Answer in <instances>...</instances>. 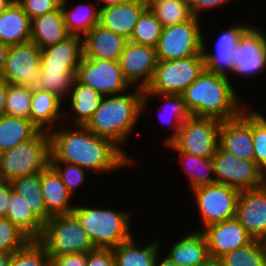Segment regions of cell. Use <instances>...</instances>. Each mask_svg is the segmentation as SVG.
<instances>
[{"label":"cell","mask_w":266,"mask_h":266,"mask_svg":"<svg viewBox=\"0 0 266 266\" xmlns=\"http://www.w3.org/2000/svg\"><path fill=\"white\" fill-rule=\"evenodd\" d=\"M50 134L40 131L30 140L0 153V179L15 178L43 171L50 164Z\"/></svg>","instance_id":"obj_5"},{"label":"cell","mask_w":266,"mask_h":266,"mask_svg":"<svg viewBox=\"0 0 266 266\" xmlns=\"http://www.w3.org/2000/svg\"><path fill=\"white\" fill-rule=\"evenodd\" d=\"M204 69L202 52L171 61L158 60L153 79L144 93L181 95Z\"/></svg>","instance_id":"obj_8"},{"label":"cell","mask_w":266,"mask_h":266,"mask_svg":"<svg viewBox=\"0 0 266 266\" xmlns=\"http://www.w3.org/2000/svg\"><path fill=\"white\" fill-rule=\"evenodd\" d=\"M38 241L50 258L61 254L88 253L95 250L87 231L72 214L51 216Z\"/></svg>","instance_id":"obj_6"},{"label":"cell","mask_w":266,"mask_h":266,"mask_svg":"<svg viewBox=\"0 0 266 266\" xmlns=\"http://www.w3.org/2000/svg\"><path fill=\"white\" fill-rule=\"evenodd\" d=\"M30 241L31 239L8 218H0V252L13 253Z\"/></svg>","instance_id":"obj_43"},{"label":"cell","mask_w":266,"mask_h":266,"mask_svg":"<svg viewBox=\"0 0 266 266\" xmlns=\"http://www.w3.org/2000/svg\"><path fill=\"white\" fill-rule=\"evenodd\" d=\"M83 58V38L70 35L63 41L41 49V68L77 70Z\"/></svg>","instance_id":"obj_26"},{"label":"cell","mask_w":266,"mask_h":266,"mask_svg":"<svg viewBox=\"0 0 266 266\" xmlns=\"http://www.w3.org/2000/svg\"><path fill=\"white\" fill-rule=\"evenodd\" d=\"M163 26L155 15L146 9L136 23L129 39L134 43L157 47Z\"/></svg>","instance_id":"obj_39"},{"label":"cell","mask_w":266,"mask_h":266,"mask_svg":"<svg viewBox=\"0 0 266 266\" xmlns=\"http://www.w3.org/2000/svg\"><path fill=\"white\" fill-rule=\"evenodd\" d=\"M9 47V45L0 42V74L4 69Z\"/></svg>","instance_id":"obj_52"},{"label":"cell","mask_w":266,"mask_h":266,"mask_svg":"<svg viewBox=\"0 0 266 266\" xmlns=\"http://www.w3.org/2000/svg\"><path fill=\"white\" fill-rule=\"evenodd\" d=\"M6 218L31 240H38L41 237L44 224L32 213L24 198L13 189Z\"/></svg>","instance_id":"obj_34"},{"label":"cell","mask_w":266,"mask_h":266,"mask_svg":"<svg viewBox=\"0 0 266 266\" xmlns=\"http://www.w3.org/2000/svg\"><path fill=\"white\" fill-rule=\"evenodd\" d=\"M161 250L173 262L179 266H199L209 258L208 246L205 235L201 230H189L183 236L171 242V247L163 249L164 244L159 237ZM168 250V251H167ZM165 251V252H164Z\"/></svg>","instance_id":"obj_21"},{"label":"cell","mask_w":266,"mask_h":266,"mask_svg":"<svg viewBox=\"0 0 266 266\" xmlns=\"http://www.w3.org/2000/svg\"><path fill=\"white\" fill-rule=\"evenodd\" d=\"M218 145L238 159L255 161L250 103L237 117L221 122Z\"/></svg>","instance_id":"obj_17"},{"label":"cell","mask_w":266,"mask_h":266,"mask_svg":"<svg viewBox=\"0 0 266 266\" xmlns=\"http://www.w3.org/2000/svg\"><path fill=\"white\" fill-rule=\"evenodd\" d=\"M143 96L144 90L134 87L122 94L104 95L85 125L94 134L111 139L135 163L134 155L129 154L123 146L128 145L129 137L136 130V125L140 124Z\"/></svg>","instance_id":"obj_3"},{"label":"cell","mask_w":266,"mask_h":266,"mask_svg":"<svg viewBox=\"0 0 266 266\" xmlns=\"http://www.w3.org/2000/svg\"><path fill=\"white\" fill-rule=\"evenodd\" d=\"M266 30L252 24L241 36L233 54V74L229 77L252 80L266 73ZM240 77V78H239ZM246 78V79H245Z\"/></svg>","instance_id":"obj_12"},{"label":"cell","mask_w":266,"mask_h":266,"mask_svg":"<svg viewBox=\"0 0 266 266\" xmlns=\"http://www.w3.org/2000/svg\"><path fill=\"white\" fill-rule=\"evenodd\" d=\"M199 266H223L220 258L209 257Z\"/></svg>","instance_id":"obj_54"},{"label":"cell","mask_w":266,"mask_h":266,"mask_svg":"<svg viewBox=\"0 0 266 266\" xmlns=\"http://www.w3.org/2000/svg\"><path fill=\"white\" fill-rule=\"evenodd\" d=\"M63 103L55 93L33 88L30 120L40 131L50 132L63 123Z\"/></svg>","instance_id":"obj_27"},{"label":"cell","mask_w":266,"mask_h":266,"mask_svg":"<svg viewBox=\"0 0 266 266\" xmlns=\"http://www.w3.org/2000/svg\"><path fill=\"white\" fill-rule=\"evenodd\" d=\"M252 137L255 162L266 174V116L252 108Z\"/></svg>","instance_id":"obj_42"},{"label":"cell","mask_w":266,"mask_h":266,"mask_svg":"<svg viewBox=\"0 0 266 266\" xmlns=\"http://www.w3.org/2000/svg\"><path fill=\"white\" fill-rule=\"evenodd\" d=\"M32 95L31 86L8 84L5 115L30 119Z\"/></svg>","instance_id":"obj_40"},{"label":"cell","mask_w":266,"mask_h":266,"mask_svg":"<svg viewBox=\"0 0 266 266\" xmlns=\"http://www.w3.org/2000/svg\"><path fill=\"white\" fill-rule=\"evenodd\" d=\"M101 98L102 95L96 90L75 79L69 96L63 101V123L85 126L98 108Z\"/></svg>","instance_id":"obj_20"},{"label":"cell","mask_w":266,"mask_h":266,"mask_svg":"<svg viewBox=\"0 0 266 266\" xmlns=\"http://www.w3.org/2000/svg\"><path fill=\"white\" fill-rule=\"evenodd\" d=\"M13 190L27 202L32 213L45 224L51 217L46 212L41 191V171L27 174L11 181Z\"/></svg>","instance_id":"obj_33"},{"label":"cell","mask_w":266,"mask_h":266,"mask_svg":"<svg viewBox=\"0 0 266 266\" xmlns=\"http://www.w3.org/2000/svg\"><path fill=\"white\" fill-rule=\"evenodd\" d=\"M50 165L57 171L60 175L62 182L66 186V189L71 193V195L76 197L79 187H83L88 180V170L79 167L75 164L64 163V162H50Z\"/></svg>","instance_id":"obj_44"},{"label":"cell","mask_w":266,"mask_h":266,"mask_svg":"<svg viewBox=\"0 0 266 266\" xmlns=\"http://www.w3.org/2000/svg\"><path fill=\"white\" fill-rule=\"evenodd\" d=\"M235 218L253 239L266 241V183L240 192Z\"/></svg>","instance_id":"obj_18"},{"label":"cell","mask_w":266,"mask_h":266,"mask_svg":"<svg viewBox=\"0 0 266 266\" xmlns=\"http://www.w3.org/2000/svg\"><path fill=\"white\" fill-rule=\"evenodd\" d=\"M70 2L73 4L74 0H67L60 4L64 23L70 35L83 38L94 26L99 24V5L96 0L87 2L83 0L74 3L73 6Z\"/></svg>","instance_id":"obj_29"},{"label":"cell","mask_w":266,"mask_h":266,"mask_svg":"<svg viewBox=\"0 0 266 266\" xmlns=\"http://www.w3.org/2000/svg\"><path fill=\"white\" fill-rule=\"evenodd\" d=\"M141 244L134 235L112 248L115 266H156V259L161 245L159 237Z\"/></svg>","instance_id":"obj_28"},{"label":"cell","mask_w":266,"mask_h":266,"mask_svg":"<svg viewBox=\"0 0 266 266\" xmlns=\"http://www.w3.org/2000/svg\"><path fill=\"white\" fill-rule=\"evenodd\" d=\"M75 79L102 96L122 94L132 88L123 76L119 61L83 57L77 67Z\"/></svg>","instance_id":"obj_13"},{"label":"cell","mask_w":266,"mask_h":266,"mask_svg":"<svg viewBox=\"0 0 266 266\" xmlns=\"http://www.w3.org/2000/svg\"><path fill=\"white\" fill-rule=\"evenodd\" d=\"M12 189L10 181L0 179V218L7 216Z\"/></svg>","instance_id":"obj_49"},{"label":"cell","mask_w":266,"mask_h":266,"mask_svg":"<svg viewBox=\"0 0 266 266\" xmlns=\"http://www.w3.org/2000/svg\"><path fill=\"white\" fill-rule=\"evenodd\" d=\"M240 190L219 183L201 186L191 190L194 196L195 212L199 213L198 220L202 226L195 228L202 230L210 224L235 218L237 201Z\"/></svg>","instance_id":"obj_9"},{"label":"cell","mask_w":266,"mask_h":266,"mask_svg":"<svg viewBox=\"0 0 266 266\" xmlns=\"http://www.w3.org/2000/svg\"><path fill=\"white\" fill-rule=\"evenodd\" d=\"M41 191L46 212L50 216L70 214L75 208L77 201H74L75 198L50 164L41 171Z\"/></svg>","instance_id":"obj_25"},{"label":"cell","mask_w":266,"mask_h":266,"mask_svg":"<svg viewBox=\"0 0 266 266\" xmlns=\"http://www.w3.org/2000/svg\"><path fill=\"white\" fill-rule=\"evenodd\" d=\"M149 9L153 4H158L167 0H143Z\"/></svg>","instance_id":"obj_57"},{"label":"cell","mask_w":266,"mask_h":266,"mask_svg":"<svg viewBox=\"0 0 266 266\" xmlns=\"http://www.w3.org/2000/svg\"><path fill=\"white\" fill-rule=\"evenodd\" d=\"M153 99L161 100L159 104L160 106L157 110L159 112L157 116L160 117L158 118L160 119L159 124H168L169 126L166 125L167 128L169 127V129L172 131V133L166 136L162 141V145L164 144L163 146H165L169 144L178 135L179 129L181 128L183 122L188 119L191 114L187 111L185 107L182 95L144 93L142 99V115L146 113V110L149 111V104H152Z\"/></svg>","instance_id":"obj_22"},{"label":"cell","mask_w":266,"mask_h":266,"mask_svg":"<svg viewBox=\"0 0 266 266\" xmlns=\"http://www.w3.org/2000/svg\"><path fill=\"white\" fill-rule=\"evenodd\" d=\"M127 42L125 37L98 24L83 37V57L119 61Z\"/></svg>","instance_id":"obj_24"},{"label":"cell","mask_w":266,"mask_h":266,"mask_svg":"<svg viewBox=\"0 0 266 266\" xmlns=\"http://www.w3.org/2000/svg\"><path fill=\"white\" fill-rule=\"evenodd\" d=\"M232 1L234 2L235 0H187L194 17H201V19L203 17L202 14L206 13L205 11L209 10L211 13L214 9H222V7H226Z\"/></svg>","instance_id":"obj_46"},{"label":"cell","mask_w":266,"mask_h":266,"mask_svg":"<svg viewBox=\"0 0 266 266\" xmlns=\"http://www.w3.org/2000/svg\"><path fill=\"white\" fill-rule=\"evenodd\" d=\"M49 134L50 162L75 164L97 176L134 168V160L118 145L86 126L62 123Z\"/></svg>","instance_id":"obj_1"},{"label":"cell","mask_w":266,"mask_h":266,"mask_svg":"<svg viewBox=\"0 0 266 266\" xmlns=\"http://www.w3.org/2000/svg\"><path fill=\"white\" fill-rule=\"evenodd\" d=\"M157 62L155 47L129 40L119 58L120 69L126 81L131 87L142 90L150 85Z\"/></svg>","instance_id":"obj_15"},{"label":"cell","mask_w":266,"mask_h":266,"mask_svg":"<svg viewBox=\"0 0 266 266\" xmlns=\"http://www.w3.org/2000/svg\"><path fill=\"white\" fill-rule=\"evenodd\" d=\"M40 132V129L24 117L3 115L0 117V153L11 150Z\"/></svg>","instance_id":"obj_32"},{"label":"cell","mask_w":266,"mask_h":266,"mask_svg":"<svg viewBox=\"0 0 266 266\" xmlns=\"http://www.w3.org/2000/svg\"><path fill=\"white\" fill-rule=\"evenodd\" d=\"M220 259L223 266H266V241L254 239Z\"/></svg>","instance_id":"obj_37"},{"label":"cell","mask_w":266,"mask_h":266,"mask_svg":"<svg viewBox=\"0 0 266 266\" xmlns=\"http://www.w3.org/2000/svg\"><path fill=\"white\" fill-rule=\"evenodd\" d=\"M41 70V49L32 41L8 49L0 77L9 84L32 86Z\"/></svg>","instance_id":"obj_16"},{"label":"cell","mask_w":266,"mask_h":266,"mask_svg":"<svg viewBox=\"0 0 266 266\" xmlns=\"http://www.w3.org/2000/svg\"><path fill=\"white\" fill-rule=\"evenodd\" d=\"M13 2V0H0V13L5 11Z\"/></svg>","instance_id":"obj_56"},{"label":"cell","mask_w":266,"mask_h":266,"mask_svg":"<svg viewBox=\"0 0 266 266\" xmlns=\"http://www.w3.org/2000/svg\"><path fill=\"white\" fill-rule=\"evenodd\" d=\"M88 253L61 254L51 258L52 266H86Z\"/></svg>","instance_id":"obj_48"},{"label":"cell","mask_w":266,"mask_h":266,"mask_svg":"<svg viewBox=\"0 0 266 266\" xmlns=\"http://www.w3.org/2000/svg\"><path fill=\"white\" fill-rule=\"evenodd\" d=\"M202 26V19L193 17L187 22L163 27L156 47L157 59L171 61L201 53L202 35L206 34Z\"/></svg>","instance_id":"obj_10"},{"label":"cell","mask_w":266,"mask_h":266,"mask_svg":"<svg viewBox=\"0 0 266 266\" xmlns=\"http://www.w3.org/2000/svg\"><path fill=\"white\" fill-rule=\"evenodd\" d=\"M231 23L222 32L217 34L213 44V52L210 51L209 42L202 35V54L205 63V69L209 72L230 77L233 74V54L238 46L243 33L252 25L248 22ZM212 52V53H211Z\"/></svg>","instance_id":"obj_14"},{"label":"cell","mask_w":266,"mask_h":266,"mask_svg":"<svg viewBox=\"0 0 266 266\" xmlns=\"http://www.w3.org/2000/svg\"><path fill=\"white\" fill-rule=\"evenodd\" d=\"M30 36L31 19L17 2H13L0 13V42L9 46L27 43Z\"/></svg>","instance_id":"obj_31"},{"label":"cell","mask_w":266,"mask_h":266,"mask_svg":"<svg viewBox=\"0 0 266 266\" xmlns=\"http://www.w3.org/2000/svg\"><path fill=\"white\" fill-rule=\"evenodd\" d=\"M75 76L76 70L41 68L36 81L31 87L55 93L64 101L69 96Z\"/></svg>","instance_id":"obj_36"},{"label":"cell","mask_w":266,"mask_h":266,"mask_svg":"<svg viewBox=\"0 0 266 266\" xmlns=\"http://www.w3.org/2000/svg\"><path fill=\"white\" fill-rule=\"evenodd\" d=\"M69 36L60 6L52 12L31 20L30 41L40 49L59 43Z\"/></svg>","instance_id":"obj_30"},{"label":"cell","mask_w":266,"mask_h":266,"mask_svg":"<svg viewBox=\"0 0 266 266\" xmlns=\"http://www.w3.org/2000/svg\"><path fill=\"white\" fill-rule=\"evenodd\" d=\"M86 266H115L112 249L96 248L88 252Z\"/></svg>","instance_id":"obj_47"},{"label":"cell","mask_w":266,"mask_h":266,"mask_svg":"<svg viewBox=\"0 0 266 266\" xmlns=\"http://www.w3.org/2000/svg\"><path fill=\"white\" fill-rule=\"evenodd\" d=\"M60 4L66 2L67 0H57Z\"/></svg>","instance_id":"obj_58"},{"label":"cell","mask_w":266,"mask_h":266,"mask_svg":"<svg viewBox=\"0 0 266 266\" xmlns=\"http://www.w3.org/2000/svg\"><path fill=\"white\" fill-rule=\"evenodd\" d=\"M8 82L0 77V117L5 115L6 95Z\"/></svg>","instance_id":"obj_50"},{"label":"cell","mask_w":266,"mask_h":266,"mask_svg":"<svg viewBox=\"0 0 266 266\" xmlns=\"http://www.w3.org/2000/svg\"><path fill=\"white\" fill-rule=\"evenodd\" d=\"M146 9L147 5L143 0H132L102 8L99 25L129 40L136 23Z\"/></svg>","instance_id":"obj_23"},{"label":"cell","mask_w":266,"mask_h":266,"mask_svg":"<svg viewBox=\"0 0 266 266\" xmlns=\"http://www.w3.org/2000/svg\"><path fill=\"white\" fill-rule=\"evenodd\" d=\"M173 153H177L181 170L186 172L188 190L216 183L212 158H202L185 152Z\"/></svg>","instance_id":"obj_35"},{"label":"cell","mask_w":266,"mask_h":266,"mask_svg":"<svg viewBox=\"0 0 266 266\" xmlns=\"http://www.w3.org/2000/svg\"><path fill=\"white\" fill-rule=\"evenodd\" d=\"M77 202L71 213L87 231L95 248L112 249L135 235L131 231L133 211H119L102 205L98 207L94 203L85 205Z\"/></svg>","instance_id":"obj_4"},{"label":"cell","mask_w":266,"mask_h":266,"mask_svg":"<svg viewBox=\"0 0 266 266\" xmlns=\"http://www.w3.org/2000/svg\"><path fill=\"white\" fill-rule=\"evenodd\" d=\"M12 253L0 252V266H8Z\"/></svg>","instance_id":"obj_55"},{"label":"cell","mask_w":266,"mask_h":266,"mask_svg":"<svg viewBox=\"0 0 266 266\" xmlns=\"http://www.w3.org/2000/svg\"><path fill=\"white\" fill-rule=\"evenodd\" d=\"M212 160L216 183L240 191L256 188L266 183V174L255 161L238 159L219 147Z\"/></svg>","instance_id":"obj_11"},{"label":"cell","mask_w":266,"mask_h":266,"mask_svg":"<svg viewBox=\"0 0 266 266\" xmlns=\"http://www.w3.org/2000/svg\"><path fill=\"white\" fill-rule=\"evenodd\" d=\"M162 254V255H161ZM156 266H179L167 257L162 250L159 251L156 259Z\"/></svg>","instance_id":"obj_51"},{"label":"cell","mask_w":266,"mask_h":266,"mask_svg":"<svg viewBox=\"0 0 266 266\" xmlns=\"http://www.w3.org/2000/svg\"><path fill=\"white\" fill-rule=\"evenodd\" d=\"M234 85L229 77L204 69L181 95L191 116L225 121L237 117L248 106Z\"/></svg>","instance_id":"obj_2"},{"label":"cell","mask_w":266,"mask_h":266,"mask_svg":"<svg viewBox=\"0 0 266 266\" xmlns=\"http://www.w3.org/2000/svg\"><path fill=\"white\" fill-rule=\"evenodd\" d=\"M221 120L194 117L186 119L178 135L167 145L174 152H185L202 158H212L219 147Z\"/></svg>","instance_id":"obj_7"},{"label":"cell","mask_w":266,"mask_h":266,"mask_svg":"<svg viewBox=\"0 0 266 266\" xmlns=\"http://www.w3.org/2000/svg\"><path fill=\"white\" fill-rule=\"evenodd\" d=\"M149 9L163 27L181 24L194 17L187 0H167L153 4Z\"/></svg>","instance_id":"obj_38"},{"label":"cell","mask_w":266,"mask_h":266,"mask_svg":"<svg viewBox=\"0 0 266 266\" xmlns=\"http://www.w3.org/2000/svg\"><path fill=\"white\" fill-rule=\"evenodd\" d=\"M8 266H51V258L38 240L12 253Z\"/></svg>","instance_id":"obj_41"},{"label":"cell","mask_w":266,"mask_h":266,"mask_svg":"<svg viewBox=\"0 0 266 266\" xmlns=\"http://www.w3.org/2000/svg\"><path fill=\"white\" fill-rule=\"evenodd\" d=\"M130 1L132 0H96L100 9L111 6V5L127 3Z\"/></svg>","instance_id":"obj_53"},{"label":"cell","mask_w":266,"mask_h":266,"mask_svg":"<svg viewBox=\"0 0 266 266\" xmlns=\"http://www.w3.org/2000/svg\"><path fill=\"white\" fill-rule=\"evenodd\" d=\"M201 231L207 241L209 256L214 258H221L254 240L236 218L210 224Z\"/></svg>","instance_id":"obj_19"},{"label":"cell","mask_w":266,"mask_h":266,"mask_svg":"<svg viewBox=\"0 0 266 266\" xmlns=\"http://www.w3.org/2000/svg\"><path fill=\"white\" fill-rule=\"evenodd\" d=\"M17 3L31 20L52 12L60 6L57 0H18Z\"/></svg>","instance_id":"obj_45"}]
</instances>
